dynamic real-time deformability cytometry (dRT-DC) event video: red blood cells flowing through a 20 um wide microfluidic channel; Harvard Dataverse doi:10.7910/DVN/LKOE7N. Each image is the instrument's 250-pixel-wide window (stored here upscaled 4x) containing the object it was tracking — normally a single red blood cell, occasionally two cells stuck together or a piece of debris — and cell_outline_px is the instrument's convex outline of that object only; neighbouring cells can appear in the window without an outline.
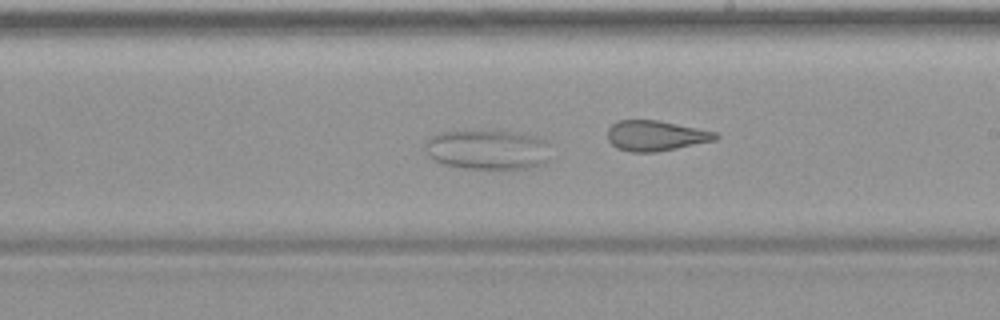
{"species": "common noctule bat (a hibernating species)", "species_latin": "Nyctalus noctula", "temperature_condition": "warm", "stored_images_in_passage": 51, "camera_frame_rate_fps": 3000, "um_per_image_px": 0.085, "animal": {"sex": "female", "body_mass_g": 19.9}, "frame": {"image": 1, "passage_image": 30, "time_ms": 9.667, "image_size_px": [1000, 320], "cell_outline_px": [[548, 160], [544, 164], [528, 168], [464, 168], [444, 164], [436, 160], [424, 148], [428, 140], [436, 132], [508, 132], [532, 136], [544, 140]], "centroid_in_image_um": [41.41, 12.74], "position_along_channel_um": 247.6, "area_um2": 28.03}}